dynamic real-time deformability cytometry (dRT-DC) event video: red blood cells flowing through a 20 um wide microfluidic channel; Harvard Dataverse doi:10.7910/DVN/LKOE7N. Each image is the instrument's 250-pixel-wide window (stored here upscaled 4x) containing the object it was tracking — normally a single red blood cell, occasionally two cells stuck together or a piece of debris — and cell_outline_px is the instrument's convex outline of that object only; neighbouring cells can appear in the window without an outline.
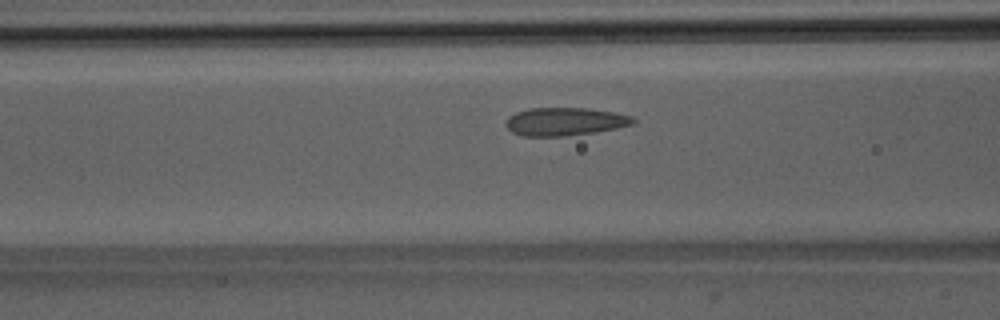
{"species": "Egyptian fruit bat (a non-hibernating species)", "species_latin": "Rousettus aegyptiacus", "temperature_condition": "room temperature", "stored_images_in_passage": 32, "camera_frame_rate_fps": 3000, "um_per_image_px": 0.085, "animal": {"sex": "male"}, "frame": {"image": 1, "passage_image": 5, "time_ms": 1.333, "image_size_px": [1000, 320], "cell_outline_px": [[636, 124], [596, 132], [568, 136], [524, 136], [512, 132], [504, 124], [508, 116], [516, 112], [528, 108], [588, 108], [612, 112], [632, 116], [636, 120]], "centroid_in_image_um": [48.01, 10.33], "position_along_channel_um": 118.6, "area_um2": 20.98}, "authors_computed_cell_mechanics": {"area_um2": 20.0566, "velocity_mm_per_s": 3.981, "shape_relaxation_time_tau1_ms": 6.4818, "shape_relaxation_time_tau2_ms": 1.19, "deformation_change_tau1": 0.126, "deformation_change_tau2": 0.0545}}